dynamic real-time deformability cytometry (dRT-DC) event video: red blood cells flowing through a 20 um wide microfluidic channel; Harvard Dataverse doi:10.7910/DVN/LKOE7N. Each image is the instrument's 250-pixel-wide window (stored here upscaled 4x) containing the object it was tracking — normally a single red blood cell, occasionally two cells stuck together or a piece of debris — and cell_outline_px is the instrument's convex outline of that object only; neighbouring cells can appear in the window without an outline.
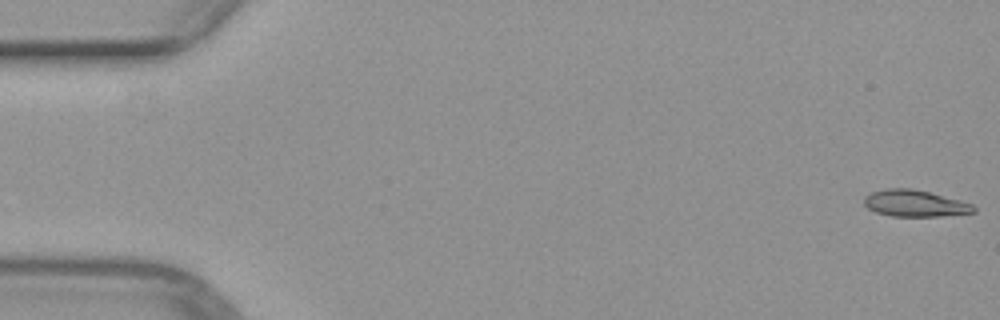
{"species": "common noctule bat (a hibernating species)", "species_latin": "Nyctalus noctula", "temperature_condition": "warm", "stored_images_in_passage": 10, "camera_frame_rate_fps": 3000, "um_per_image_px": 0.085, "animal": {"sex": "female", "body_mass_g": 29.2, "forearm_length_mm": 56.3}, "frame": {"image": 1, "passage_image": 1, "time_ms": 0.0, "image_size_px": [1000, 320], "cell_outline_px": [[976, 212], [940, 216], [892, 216], [876, 212], [868, 208], [864, 204], [864, 196], [872, 192], [884, 188], [912, 188], [960, 200], [972, 204], [976, 208]], "centroid_in_image_um": [77.75, 17.28], "position_along_channel_um": 7.3, "area_um2": 16.94}}